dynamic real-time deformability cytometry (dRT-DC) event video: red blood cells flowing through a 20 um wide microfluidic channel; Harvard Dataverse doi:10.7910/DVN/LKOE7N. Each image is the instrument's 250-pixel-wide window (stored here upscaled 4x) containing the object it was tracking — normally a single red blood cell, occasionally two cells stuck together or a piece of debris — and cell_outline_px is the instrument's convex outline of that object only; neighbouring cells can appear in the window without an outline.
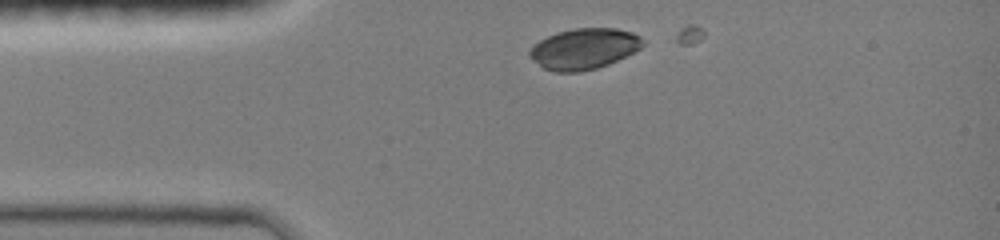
{"species": "common noctule bat (a hibernating species)", "species_latin": "Nyctalus noctula", "temperature_condition": "room temperature", "stored_images_in_passage": 9, "camera_frame_rate_fps": 3000, "um_per_image_px": 0.085, "animal": {"sex": "female", "body_mass_g": 19.0, "forearm_length_mm": 51.5}, "frame": {"image": 1, "passage_image": 3, "time_ms": 0.667, "image_size_px": [1000, 240], "cell_outline_px": [[644, 44], [640, 48], [608, 64], [596, 68], [580, 72], [556, 72], [544, 68], [528, 56], [528, 52], [540, 40], [556, 32], [572, 28], [616, 28], [632, 32], [640, 36], [644, 40]], "centroid_in_image_um": [49.64, 4.14], "position_along_channel_um": 35.4, "area_um2": 26.76}}